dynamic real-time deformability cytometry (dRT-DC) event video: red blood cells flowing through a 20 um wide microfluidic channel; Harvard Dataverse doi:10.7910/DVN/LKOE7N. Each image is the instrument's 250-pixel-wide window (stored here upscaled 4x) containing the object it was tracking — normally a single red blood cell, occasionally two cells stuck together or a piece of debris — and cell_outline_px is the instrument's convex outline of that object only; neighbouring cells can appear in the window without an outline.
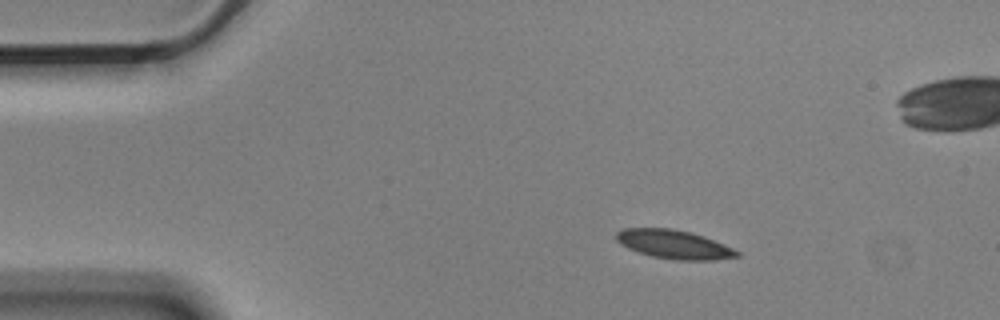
{"species": "Egyptian fruit bat (a non-hibernating species)", "species_latin": "Rousettus aegyptiacus", "temperature_condition": "cold", "stored_images_in_passage": 5, "camera_frame_rate_fps": 3000, "um_per_image_px": 0.085, "animal": {"sex": "male"}, "frame": {"image": 1, "passage_image": 2, "time_ms": 0.333, "image_size_px": [1000, 320], "cell_outline_px": [[740, 256], [716, 260], [676, 260], [652, 256], [628, 248], [620, 244], [616, 240], [616, 232], [624, 228], [672, 228], [692, 232], [704, 236], [732, 248], [740, 252]], "centroid_in_image_um": [57.29, 20.77], "position_along_channel_um": 27.7, "area_um2": 20.23}}